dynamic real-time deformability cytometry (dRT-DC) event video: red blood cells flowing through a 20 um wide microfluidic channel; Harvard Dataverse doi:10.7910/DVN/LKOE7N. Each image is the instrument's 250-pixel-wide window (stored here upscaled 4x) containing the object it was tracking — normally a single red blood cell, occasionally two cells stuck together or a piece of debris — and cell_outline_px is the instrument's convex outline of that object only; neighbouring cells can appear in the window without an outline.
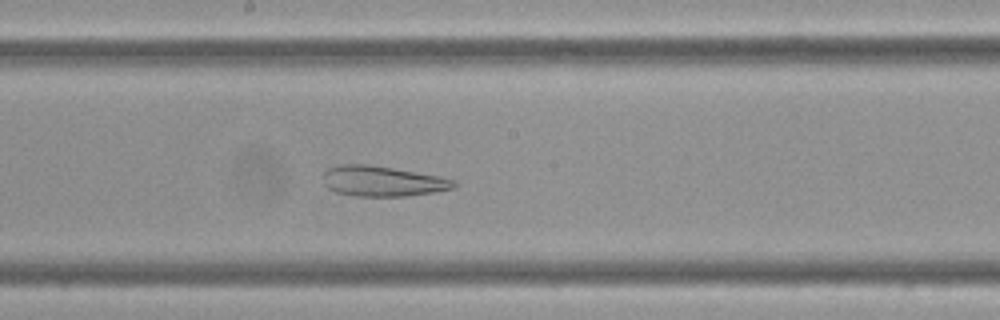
{"species": "Egyptian fruit bat (a non-hibernating species)", "species_latin": "Rousettus aegyptiacus", "temperature_condition": "cold", "stored_images_in_passage": 59, "camera_frame_rate_fps": 3000, "um_per_image_px": 0.085, "frame": {"image": 1, "passage_image": 32, "time_ms": 10.333, "image_size_px": [1000, 320], "cell_outline_px": [[460, 184], [452, 188], [432, 192], [408, 196], [356, 196], [336, 192], [328, 188], [324, 184], [324, 172], [328, 168], [340, 164], [368, 164], [440, 176], [456, 180]], "centroid_in_image_um": [32.52, 15.4], "position_along_channel_um": 215.7, "area_um2": 23.12}}
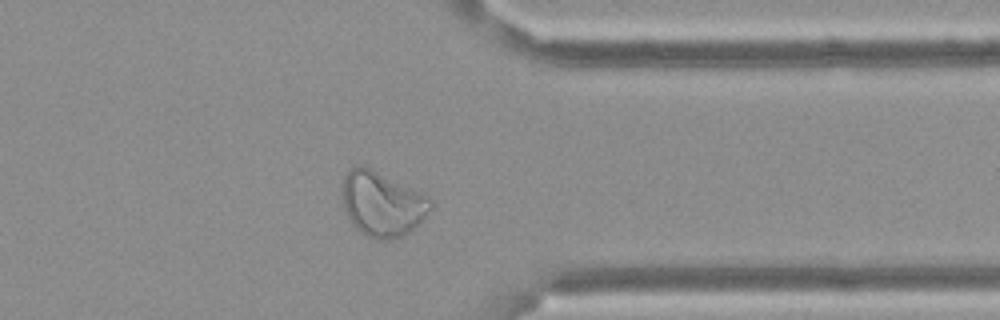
{"frame": {"image": 2, "passage_image": 47, "time_ms": 15.333, "image_size_px": [1000, 320], "cell_outline_px": [[432, 208], [404, 236], [392, 240], [380, 240], [368, 236], [356, 228], [352, 224], [344, 208], [344, 176], [348, 168], [360, 164], [364, 164], [420, 192], [432, 200]], "centroid_in_image_um": [32.47, 17.31], "position_along_channel_um": 378.9, "area_um2": 33.0}}
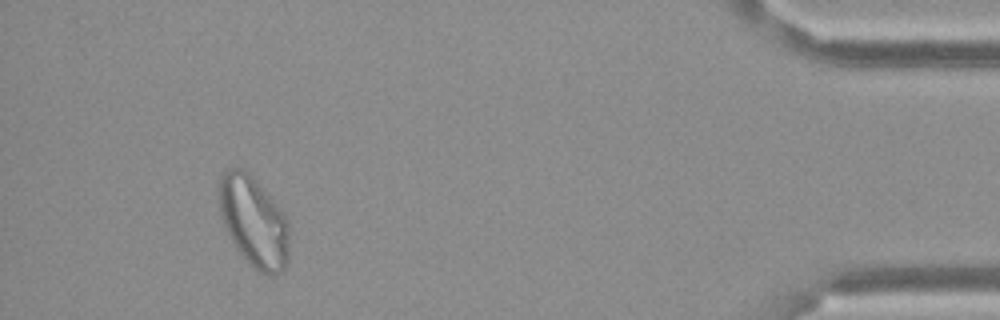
{"frame": {"image": 3, "passage_image": 55, "time_ms": 18.0, "image_size_px": [1000, 320], "cell_outline_px": [[288, 260], [284, 268], [280, 272], [272, 276], [268, 276], [260, 272], [232, 244], [224, 224], [220, 212], [220, 176], [224, 168], [244, 168], [256, 180], [284, 212], [288, 220]], "centroid_in_image_um": [21.58, 18.81], "position_along_channel_um": 413.6, "area_um2": 36.88}}